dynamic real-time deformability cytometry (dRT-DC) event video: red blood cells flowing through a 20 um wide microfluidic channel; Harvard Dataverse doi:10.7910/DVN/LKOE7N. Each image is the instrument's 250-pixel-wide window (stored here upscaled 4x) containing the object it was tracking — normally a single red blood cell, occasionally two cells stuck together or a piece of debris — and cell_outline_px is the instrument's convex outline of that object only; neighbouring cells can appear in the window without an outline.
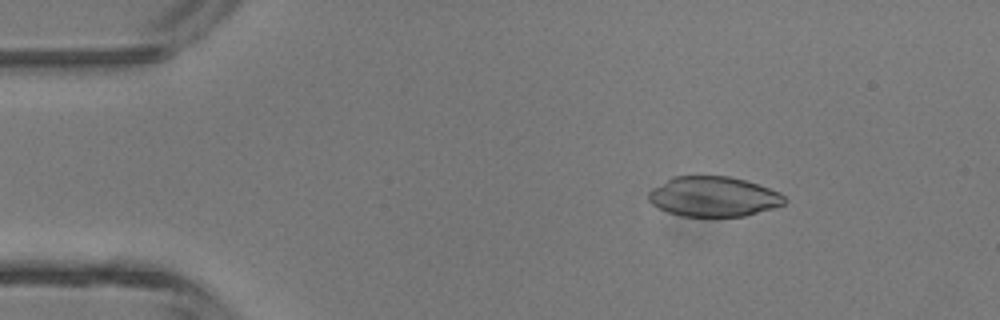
{"species": "common noctule bat (a hibernating species)", "species_latin": "Nyctalus noctula", "temperature_condition": "room temperature", "stored_images_in_passage": 44, "camera_frame_rate_fps": 3000, "um_per_image_px": 0.085, "animal": {"sex": "male", "body_mass_g": 13.3}, "frame": {"image": 1, "passage_image": 6, "time_ms": 1.667, "image_size_px": [1000, 320], "cell_outline_px": [[788, 200], [784, 204], [772, 208], [744, 216], [680, 216], [668, 212], [652, 204], [648, 200], [648, 192], [652, 188], [672, 176], [728, 176], [744, 180], [780, 192]], "centroid_in_image_um": [60.62, 16.71], "position_along_channel_um": 24.4, "area_um2": 31.62}}
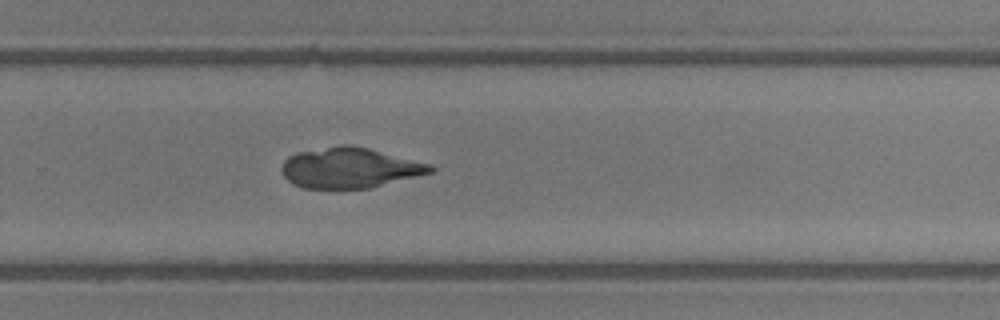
{"frame": {"image": 2, "passage_image": 29, "time_ms": 9.333, "image_size_px": [1000, 320], "cell_outline_px": [[436, 168], [432, 172], [372, 188], [304, 188], [292, 184], [284, 176], [280, 168], [284, 160], [288, 156], [296, 152], [340, 144], [352, 144], [368, 148], [428, 164]], "centroid_in_image_um": [29.67, 14.26], "position_along_channel_um": 300.1, "area_um2": 34.97}}
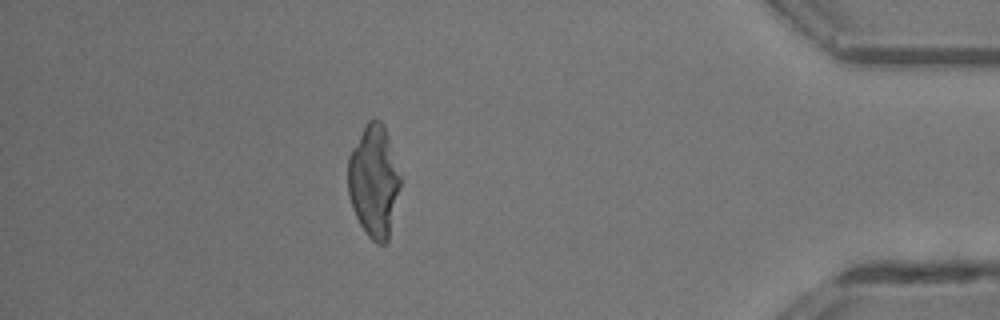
{"frame": {"image": 3, "passage_image": 39, "time_ms": 12.667, "image_size_px": [1000, 320], "cell_outline_px": [[400, 188], [388, 240], [384, 244], [376, 244], [368, 236], [360, 224], [352, 208], [348, 196], [348, 156], [352, 148], [368, 120], [372, 116], [380, 120], [384, 128], [400, 176]], "centroid_in_image_um": [31.75, 15.43], "position_along_channel_um": 403.4, "area_um2": 33.87}}